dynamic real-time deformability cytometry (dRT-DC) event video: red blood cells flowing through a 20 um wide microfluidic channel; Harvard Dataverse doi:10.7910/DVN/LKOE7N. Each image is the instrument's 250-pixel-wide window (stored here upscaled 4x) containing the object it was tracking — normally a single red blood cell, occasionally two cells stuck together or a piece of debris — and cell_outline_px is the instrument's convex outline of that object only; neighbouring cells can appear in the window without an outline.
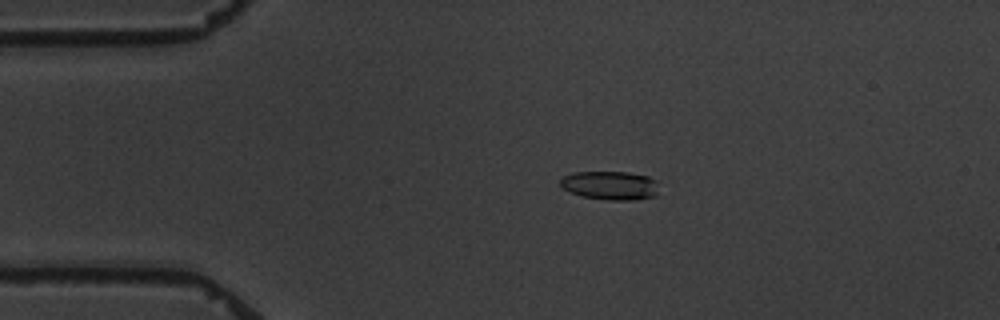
{"species": "common noctule bat (a hibernating species)", "species_latin": "Nyctalus noctula", "temperature_condition": "warm", "stored_images_in_passage": 3, "camera_frame_rate_fps": 3000, "um_per_image_px": 0.085, "animal": {"sex": "male", "body_mass_g": 19.5, "forearm_length_mm": 54.6}, "frame": {"image": 1, "passage_image": 1, "time_ms": 0.0, "image_size_px": [1000, 320], "cell_outline_px": [[656, 196], [636, 200], [608, 200], [580, 196], [568, 192], [560, 184], [560, 180], [564, 176], [572, 172], [628, 172], [648, 176], [656, 180]], "centroid_in_image_um": [51.85, 15.76], "position_along_channel_um": 33.2, "area_um2": 16.59}}
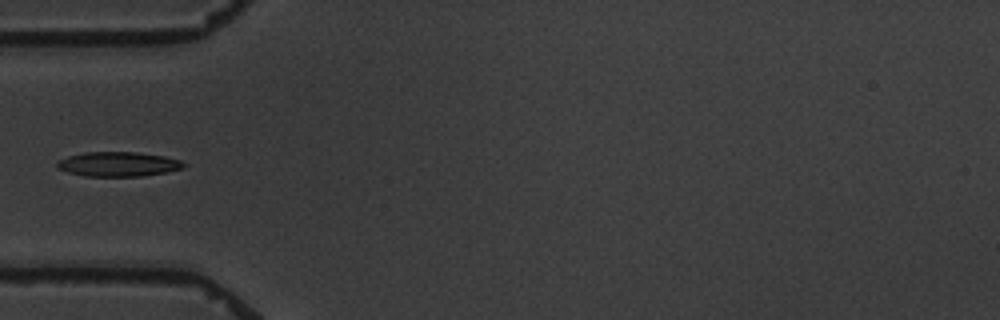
{"frame": {"image": 2, "passage_image": 3, "time_ms": 2.333, "image_size_px": [1000, 320], "cell_outline_px": [[188, 164], [184, 168], [164, 172], [140, 176], [84, 176], [68, 172], [56, 168], [56, 160], [68, 156], [84, 152], [136, 152], [164, 156], [180, 160]], "centroid_in_image_um": [10.02, 13.95], "position_along_channel_um": 75.0, "area_um2": 18.21}}